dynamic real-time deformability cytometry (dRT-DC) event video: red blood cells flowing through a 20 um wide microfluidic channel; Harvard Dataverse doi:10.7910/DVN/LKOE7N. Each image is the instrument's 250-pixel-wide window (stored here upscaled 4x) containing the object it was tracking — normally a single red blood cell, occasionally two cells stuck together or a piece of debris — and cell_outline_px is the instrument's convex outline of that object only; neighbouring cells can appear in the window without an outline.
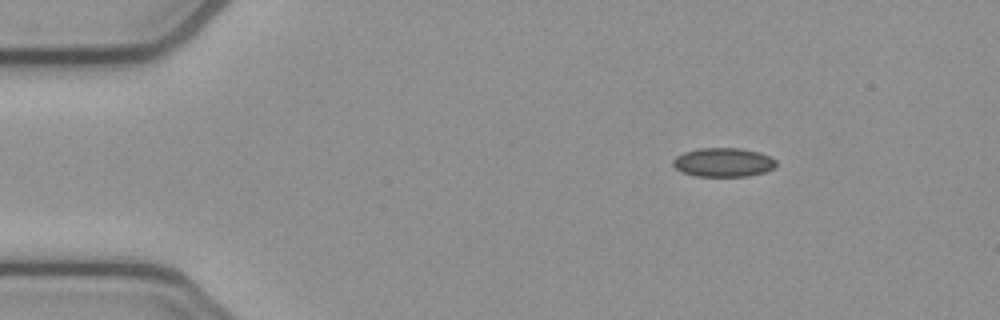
{"species": "common noctule bat (a hibernating species)", "species_latin": "Nyctalus noctula", "temperature_condition": "cold", "stored_images_in_passage": 3, "camera_frame_rate_fps": 3000, "um_per_image_px": 0.085, "animal": {"sex": "female", "body_mass_g": 21.9}, "frame": {"image": 1, "passage_image": 1, "time_ms": 0.0, "image_size_px": [1000, 320], "cell_outline_px": [[776, 168], [764, 172], [748, 176], [696, 176], [680, 172], [672, 164], [672, 160], [676, 156], [684, 152], [700, 148], [740, 148], [760, 152], [772, 156], [776, 160]], "centroid_in_image_um": [61.5, 13.8], "position_along_channel_um": 23.5, "area_um2": 17.63}}